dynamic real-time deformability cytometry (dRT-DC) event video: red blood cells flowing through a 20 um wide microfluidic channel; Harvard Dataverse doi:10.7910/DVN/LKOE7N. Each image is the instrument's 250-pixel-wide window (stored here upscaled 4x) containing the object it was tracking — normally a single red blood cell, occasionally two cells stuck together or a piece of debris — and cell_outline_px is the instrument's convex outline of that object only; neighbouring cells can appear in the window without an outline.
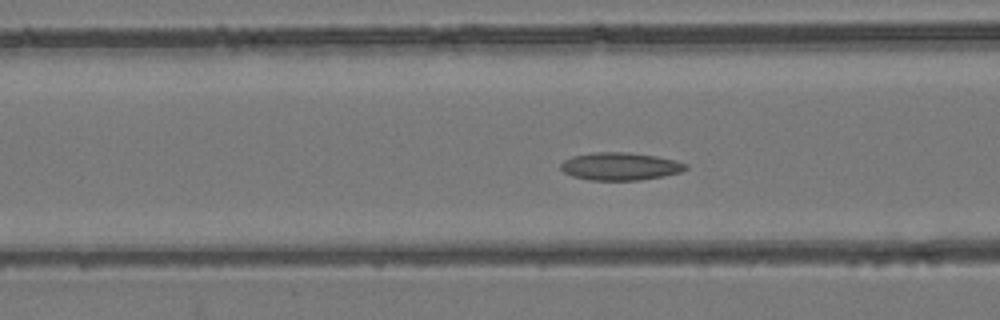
{"species": "common noctule bat (a hibernating species)", "species_latin": "Nyctalus noctula", "temperature_condition": "room temperature", "stored_images_in_passage": 49, "camera_frame_rate_fps": 3000, "um_per_image_px": 0.085, "animal": {"sex": "female", "body_mass_g": 24.6, "forearm_length_mm": 56.2}, "frame": {"image": 1, "passage_image": 15, "time_ms": 4.667, "image_size_px": [1000, 320], "cell_outline_px": [[688, 168], [680, 172], [664, 176], [640, 180], [588, 180], [572, 176], [564, 172], [560, 168], [560, 164], [564, 160], [572, 156], [592, 152], [628, 152], [656, 156], [688, 164]], "centroid_in_image_um": [52.69, 14.14], "position_along_channel_um": 113.9, "area_um2": 20.23}}
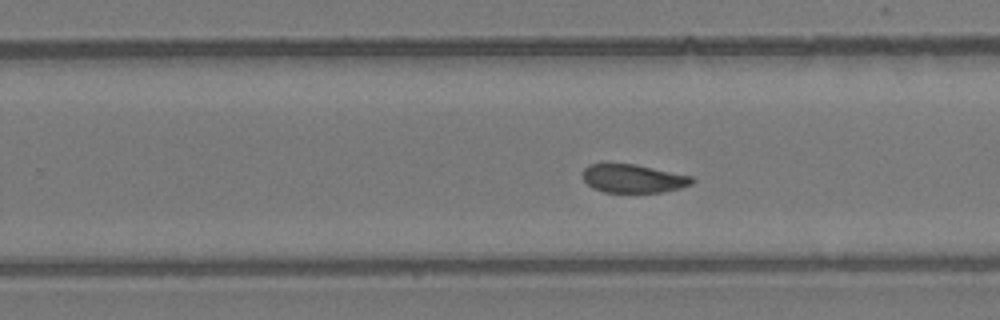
{"frame": {"image": 2, "passage_image": 28, "time_ms": 9.0, "image_size_px": [1000, 320], "cell_outline_px": [[696, 180], [692, 184], [680, 188], [660, 192], [604, 192], [592, 188], [584, 180], [580, 172], [588, 164], [636, 164], [692, 176]], "centroid_in_image_um": [53.81, 15.17], "position_along_channel_um": 276.0, "area_um2": 18.21}}
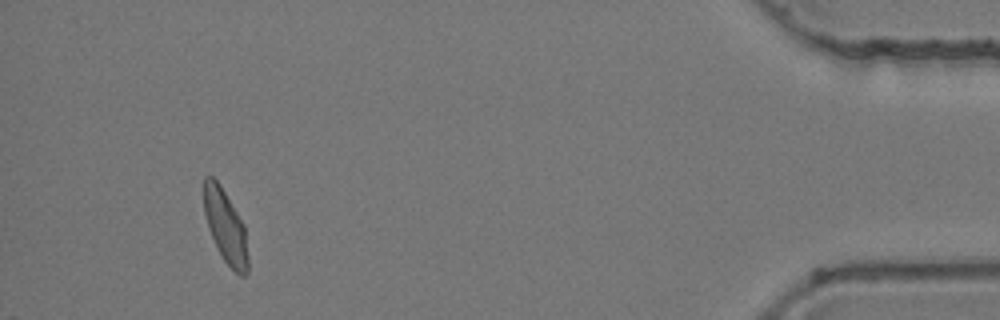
{"frame": {"image": 3, "passage_image": 45, "time_ms": 14.667, "image_size_px": [1000, 320], "cell_outline_px": [[248, 272], [244, 276], [240, 276], [224, 260], [216, 248], [208, 228], [204, 212], [204, 176], [212, 176], [220, 184], [244, 224], [248, 256]], "centroid_in_image_um": [19.16, 19.26], "position_along_channel_um": 416.0, "area_um2": 18.79}, "authors_computed_cell_mechanics": {"area_um2": 19.363, "velocity_mm_per_s": 3.7509, "shape_relaxation_time_tau1_ms": null, "shape_relaxation_time_tau2_ms": 3.7674, "deformation_change_tau1": null, "deformation_change_tau2": 0.0913}}